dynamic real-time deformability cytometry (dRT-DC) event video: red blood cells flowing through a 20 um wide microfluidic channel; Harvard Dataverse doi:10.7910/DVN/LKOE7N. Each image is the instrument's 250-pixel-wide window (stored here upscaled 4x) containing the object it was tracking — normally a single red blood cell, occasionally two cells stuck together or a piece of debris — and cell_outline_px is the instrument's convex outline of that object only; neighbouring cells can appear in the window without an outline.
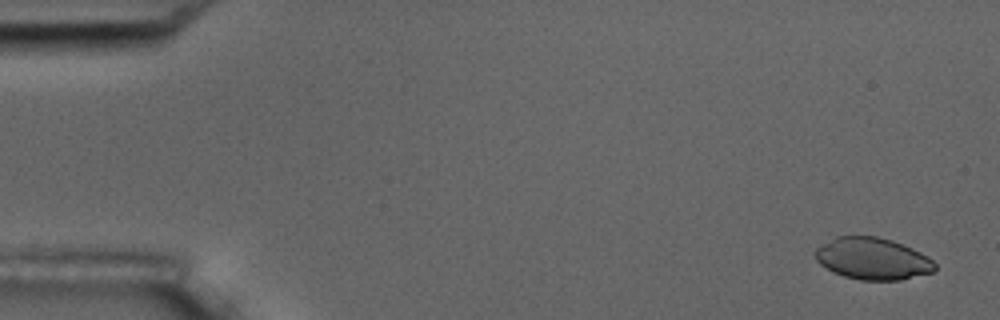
{"species": "common noctule bat (a hibernating species)", "species_latin": "Nyctalus noctula", "temperature_condition": "room temperature", "stored_images_in_passage": 4, "camera_frame_rate_fps": 3000, "um_per_image_px": 0.085, "animal": {"sex": "male", "body_mass_g": 17.5, "forearm_length_mm": 52.3}, "frame": {"image": 1, "passage_image": 1, "time_ms": 0.0, "image_size_px": [1000, 320], "cell_outline_px": [[936, 268], [932, 272], [900, 280], [860, 280], [844, 276], [832, 272], [820, 264], [816, 260], [816, 248], [836, 236], [876, 236], [892, 240], [912, 248], [928, 256], [936, 264]], "centroid_in_image_um": [74.17, 21.99], "position_along_channel_um": 10.8, "area_um2": 29.13}}
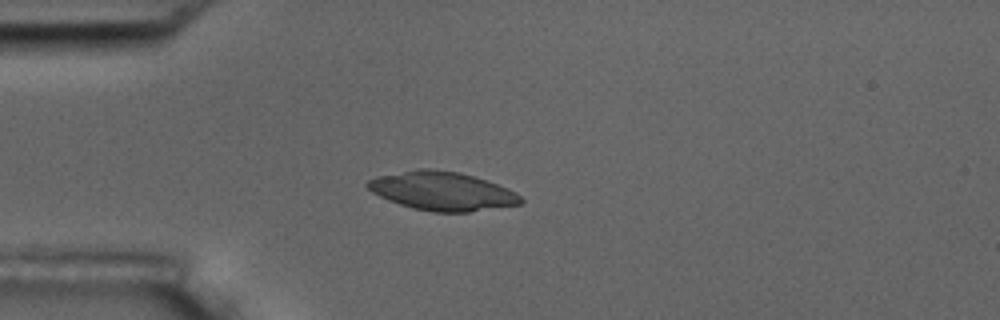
{"frame": {"image": 2, "passage_image": 4, "time_ms": 4.333, "image_size_px": [1000, 320], "cell_outline_px": [[524, 200], [520, 204], [468, 212], [432, 212], [412, 208], [388, 200], [372, 192], [364, 184], [368, 180], [376, 176], [420, 168], [432, 168], [460, 172], [508, 188], [516, 192]], "centroid_in_image_um": [37.56, 16.24], "position_along_channel_um": 47.4, "area_um2": 34.45}}